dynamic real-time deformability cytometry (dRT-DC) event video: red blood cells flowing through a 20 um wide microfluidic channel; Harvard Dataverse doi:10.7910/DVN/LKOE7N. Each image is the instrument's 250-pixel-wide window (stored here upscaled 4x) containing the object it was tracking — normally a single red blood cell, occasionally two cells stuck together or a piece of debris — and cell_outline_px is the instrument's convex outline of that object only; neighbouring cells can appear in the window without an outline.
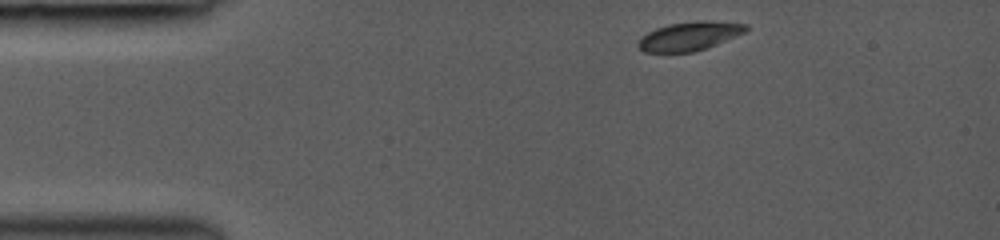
{"species": "common noctule bat (a hibernating species)", "species_latin": "Nyctalus noctula", "temperature_condition": "room temperature", "stored_images_in_passage": 27, "camera_frame_rate_fps": 3000, "um_per_image_px": 0.085, "animal": {"sex": "female", "body_mass_g": 19.0, "forearm_length_mm": 53.3}, "frame": {"image": 1, "passage_image": 1, "time_ms": 0.0, "image_size_px": [1000, 240], "cell_outline_px": [[748, 28], [744, 32], [716, 44], [692, 52], [644, 52], [636, 44], [640, 36], [656, 28], [668, 24], [696, 20], [712, 20], [748, 24]], "centroid_in_image_um": [58.57, 3.05], "position_along_channel_um": 26.4, "area_um2": 18.09}}
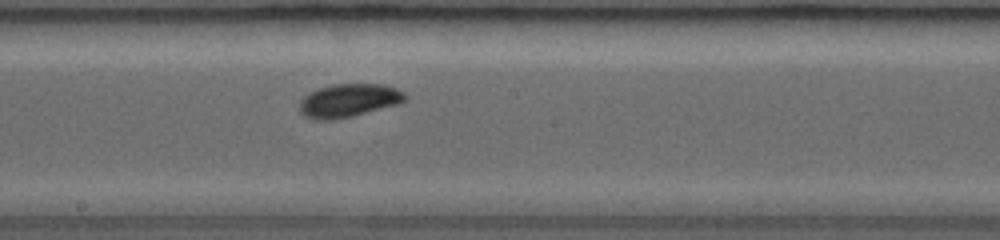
{"frame": {"image": 2, "passage_image": 11, "time_ms": 3.333, "image_size_px": [1000, 240], "cell_outline_px": [[408, 100], [400, 104], [352, 116], [332, 120], [312, 120], [304, 116], [300, 112], [300, 100], [304, 96], [316, 88], [332, 84], [384, 84], [396, 88], [404, 92], [408, 96]], "centroid_in_image_um": [29.66, 8.54], "position_along_channel_um": 218.5, "area_um2": 20.87}}
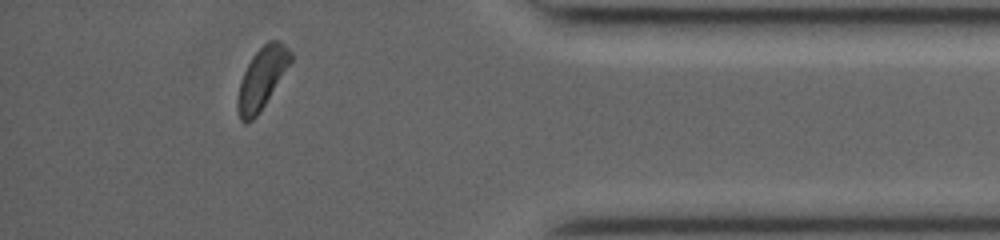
{"frame": {"image": 3, "passage_image": 24, "time_ms": 7.667, "image_size_px": [1000, 240], "cell_outline_px": [[292, 60], [260, 112], [252, 120], [244, 124], [240, 120], [236, 104], [236, 100], [240, 80], [252, 56], [268, 40], [280, 40], [292, 52]], "centroid_in_image_um": [22.24, 6.66], "position_along_channel_um": 413.0, "area_um2": 18.9}, "authors_computed_cell_mechanics": {"area_um2": 19.4208, "velocity_mm_per_s": 4.3325, "shape_relaxation_time_tau1_ms": 0.8762, "shape_relaxation_time_tau2_ms": null, "deformation_change_tau1": 0.0845, "deformation_change_tau2": null}}